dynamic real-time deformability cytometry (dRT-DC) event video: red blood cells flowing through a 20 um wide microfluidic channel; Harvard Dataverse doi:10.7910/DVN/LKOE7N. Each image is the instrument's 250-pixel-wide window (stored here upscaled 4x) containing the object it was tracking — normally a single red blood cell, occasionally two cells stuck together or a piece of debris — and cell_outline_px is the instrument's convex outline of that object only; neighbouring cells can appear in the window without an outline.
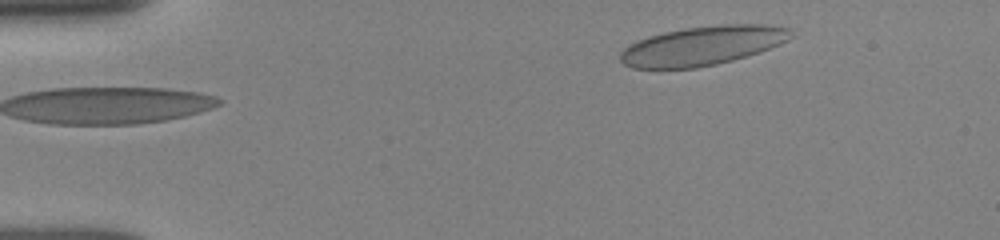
{"species": "human", "species_latin": "Homo sapiens", "temperature_condition": "room temperature", "stored_images_in_passage": 2, "camera_frame_rate_fps": 3000, "um_per_image_px": 0.085, "donor": {"sex": "female"}, "frame": {"image": 1, "passage_image": 2, "time_ms": 0.667, "image_size_px": [1000, 240], "cell_outline_px": [[796, 36], [780, 44], [760, 52], [732, 60], [716, 64], [696, 68], [632, 68], [624, 64], [620, 60], [620, 52], [628, 44], [648, 36], [664, 32], [684, 28], [720, 24], [764, 24], [792, 28]], "centroid_in_image_um": [59.75, 3.87], "position_along_channel_um": 25.2, "area_um2": 39.25}}